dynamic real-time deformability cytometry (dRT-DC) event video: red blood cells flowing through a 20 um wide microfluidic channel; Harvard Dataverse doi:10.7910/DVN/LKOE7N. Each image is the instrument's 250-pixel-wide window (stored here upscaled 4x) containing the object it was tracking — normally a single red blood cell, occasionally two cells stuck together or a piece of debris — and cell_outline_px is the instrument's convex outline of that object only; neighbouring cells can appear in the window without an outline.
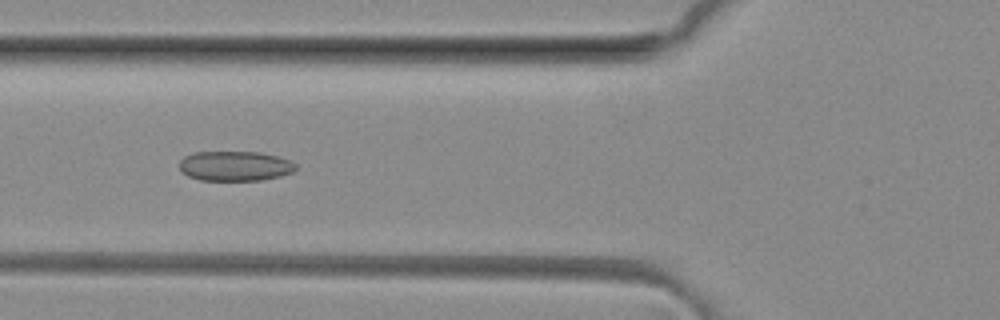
{"species": "common noctule bat (a hibernating species)", "species_latin": "Nyctalus noctula", "temperature_condition": "room temperature", "stored_images_in_passage": 49, "camera_frame_rate_fps": 3000, "um_per_image_px": 0.085, "animal": {"sex": "female", "body_mass_g": 29.2, "forearm_length_mm": 56.3}, "frame": {"image": 1, "passage_image": 18, "time_ms": 5.667, "image_size_px": [1000, 320], "cell_outline_px": [[296, 168], [292, 172], [280, 176], [260, 180], [200, 180], [188, 176], [180, 172], [180, 160], [184, 156], [196, 152], [260, 152], [276, 156], [288, 160], [296, 164]], "centroid_in_image_um": [19.94, 14.11], "position_along_channel_um": 105.9, "area_um2": 20.17}}
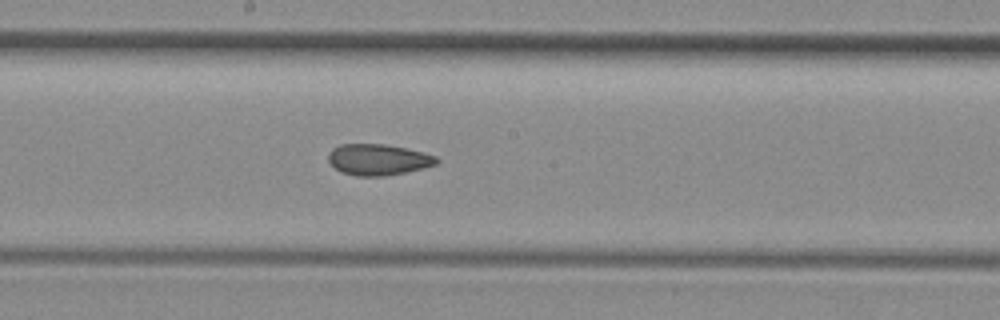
{"frame": {"image": 2, "passage_image": 26, "time_ms": 8.333, "image_size_px": [1000, 320], "cell_outline_px": [[440, 160], [436, 164], [424, 168], [384, 176], [356, 176], [340, 172], [328, 160], [328, 152], [332, 148], [340, 144], [384, 144], [424, 152], [436, 156]], "centroid_in_image_um": [32.13, 13.56], "position_along_channel_um": 216.1, "area_um2": 19.65}}
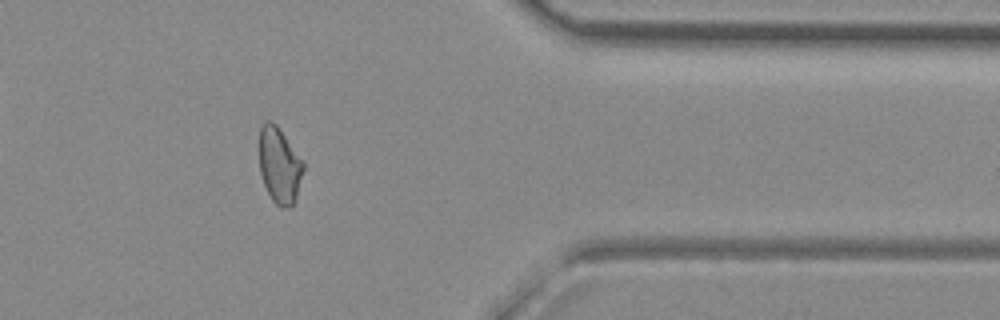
{"frame": {"image": 3, "passage_image": 40, "time_ms": 13.0, "image_size_px": [1000, 320], "cell_outline_px": [[304, 168], [296, 200], [292, 208], [280, 208], [272, 200], [264, 184], [260, 172], [260, 128], [264, 120], [268, 120], [276, 124], [304, 164]], "centroid_in_image_um": [23.75, 14.11], "position_along_channel_um": 387.6, "area_um2": 19.36}, "authors_computed_cell_mechanics": {"area_um2": 20.3456, "velocity_mm_per_s": 4.1261, "shape_relaxation_time_tau1_ms": null, "shape_relaxation_time_tau2_ms": 2.8768, "deformation_change_tau1": null, "deformation_change_tau2": 0.0907}}